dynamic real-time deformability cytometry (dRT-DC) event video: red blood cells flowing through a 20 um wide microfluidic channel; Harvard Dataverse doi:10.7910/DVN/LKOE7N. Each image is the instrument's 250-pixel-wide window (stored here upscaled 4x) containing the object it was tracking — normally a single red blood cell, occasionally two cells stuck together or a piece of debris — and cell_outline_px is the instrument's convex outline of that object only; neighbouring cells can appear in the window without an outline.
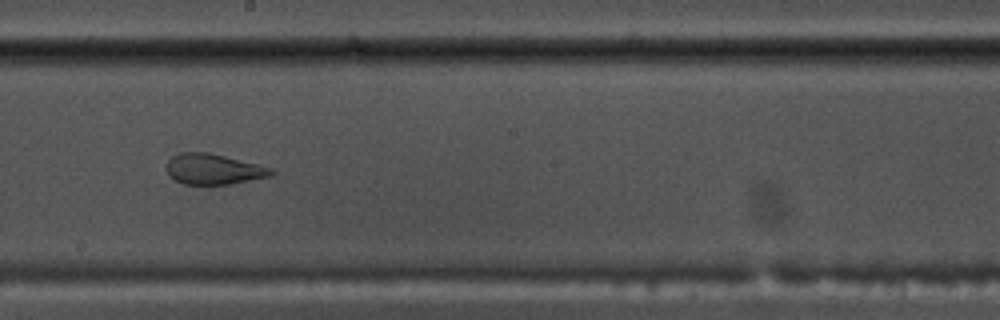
{"species": "common noctule bat (a hibernating species)", "species_latin": "Nyctalus noctula", "temperature_condition": "warm", "stored_images_in_passage": 40, "camera_frame_rate_fps": 3000, "um_per_image_px": 0.085, "animal": {"sex": "male", "body_mass_g": 17.5, "forearm_length_mm": 52.3}, "frame": {"image": 1, "passage_image": 16, "time_ms": 5.0, "image_size_px": [1000, 320], "cell_outline_px": [[276, 172], [272, 176], [232, 184], [184, 184], [168, 176], [164, 168], [168, 160], [172, 156], [180, 152], [208, 152], [260, 164], [272, 168]], "centroid_in_image_um": [18.15, 14.37], "position_along_channel_um": 230.0, "area_um2": 19.02}}
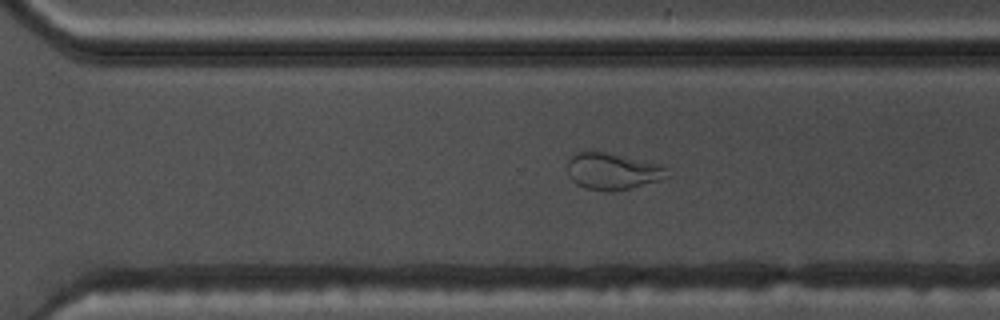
{"frame": {"image": 2, "passage_image": 23, "time_ms": 7.333, "image_size_px": [1000, 320], "cell_outline_px": [[668, 176], [660, 180], [612, 192], [604, 192], [584, 188], [576, 184], [568, 176], [568, 160], [576, 152], [604, 152], [660, 164], [668, 168]], "centroid_in_image_um": [52.04, 14.57], "position_along_channel_um": 318.6, "area_um2": 21.21}}
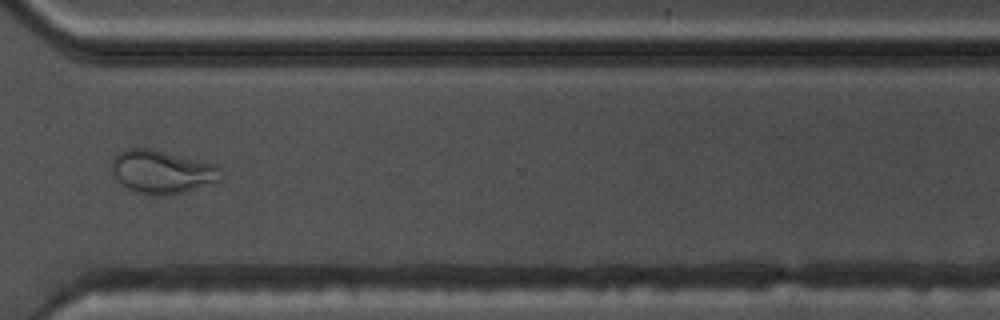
{"frame": {"image": 3, "passage_image": 26, "time_ms": 8.333, "image_size_px": [1000, 320], "cell_outline_px": [[224, 180], [184, 192], [164, 196], [160, 196], [136, 192], [120, 184], [112, 172], [112, 160], [120, 152], [128, 148], [148, 148], [212, 164], [220, 168], [224, 176]], "centroid_in_image_um": [13.79, 14.63], "position_along_channel_um": 356.8, "area_um2": 27.34}, "authors_computed_cell_mechanics": {"area_um2": 24.1604, "velocity_mm_per_s": 3.7911, "shape_relaxation_time_tau1_ms": null, "shape_relaxation_time_tau2_ms": 1.0158, "deformation_change_tau1": null, "deformation_change_tau2": 0.0821}}